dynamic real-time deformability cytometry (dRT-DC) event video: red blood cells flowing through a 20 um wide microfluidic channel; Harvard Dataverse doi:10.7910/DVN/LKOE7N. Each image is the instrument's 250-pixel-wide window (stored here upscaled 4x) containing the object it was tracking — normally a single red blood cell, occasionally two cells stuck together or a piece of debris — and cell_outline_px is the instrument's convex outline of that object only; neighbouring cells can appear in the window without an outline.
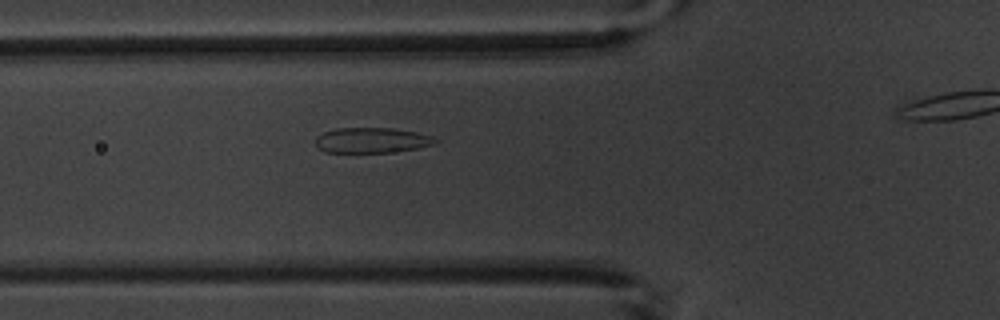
{"species": "common noctule bat (a hibernating species)", "species_latin": "Nyctalus noctula", "temperature_condition": "warm", "stored_images_in_passage": 12, "camera_frame_rate_fps": 3000, "um_per_image_px": 0.085, "animal": {"sex": "male", "body_mass_g": 20.1, "forearm_length_mm": 53.5}, "frame": {"image": 1, "passage_image": 2, "time_ms": 1.0, "image_size_px": [1000, 320], "cell_outline_px": [[440, 140], [436, 144], [420, 148], [388, 152], [324, 152], [316, 144], [316, 136], [324, 132], [336, 128], [392, 128], [416, 132], [432, 136]], "centroid_in_image_um": [31.64, 11.92], "position_along_channel_um": 94.2, "area_um2": 17.69}}
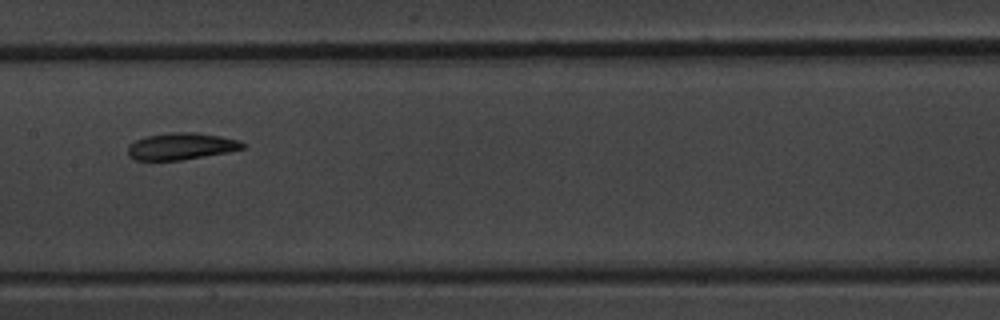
{"frame": {"image": 2, "passage_image": 5, "time_ms": 5.667, "image_size_px": [1000, 320], "cell_outline_px": [[248, 148], [228, 152], [180, 160], [136, 160], [128, 156], [128, 144], [144, 136], [172, 132], [196, 132], [220, 136], [240, 140], [248, 144]], "centroid_in_image_um": [15.44, 12.42], "position_along_channel_um": 192.0, "area_um2": 18.21}}
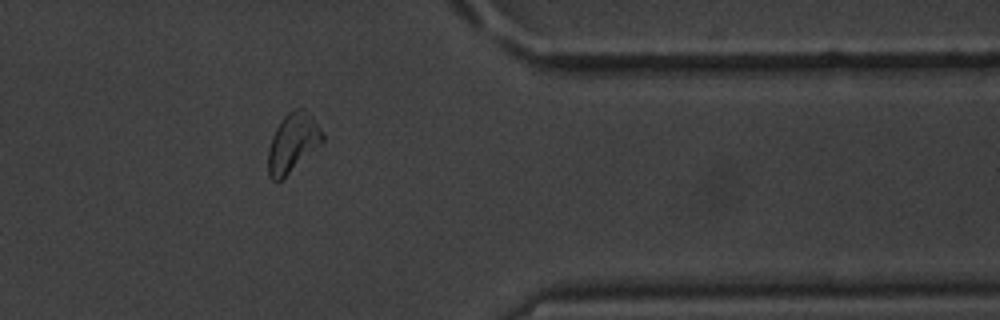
{"frame": {"image": 3, "passage_image": 10, "time_ms": 11.333, "image_size_px": [1000, 320], "cell_outline_px": [[324, 140], [280, 180], [272, 180], [268, 172], [268, 148], [272, 136], [280, 120], [292, 108], [304, 108], [312, 116], [320, 128], [324, 136]], "centroid_in_image_um": [24.86, 12.07], "position_along_channel_um": 386.5, "area_um2": 18.26}}